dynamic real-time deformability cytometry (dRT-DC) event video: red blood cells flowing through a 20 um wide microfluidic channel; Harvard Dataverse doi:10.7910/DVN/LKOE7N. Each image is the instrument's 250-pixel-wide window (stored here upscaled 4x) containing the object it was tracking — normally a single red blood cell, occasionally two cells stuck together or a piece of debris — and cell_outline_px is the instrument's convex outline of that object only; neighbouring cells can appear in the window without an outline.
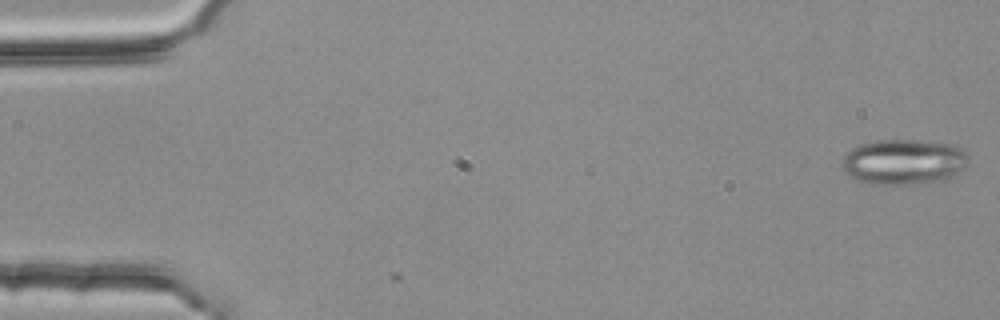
{"species": "common noctule bat (a hibernating species)", "species_latin": "Nyctalus noctula", "temperature_condition": "room temperature", "stored_images_in_passage": 2, "camera_frame_rate_fps": 3000, "um_per_image_px": 0.085, "animal": {"sex": "female", "body_mass_g": 25.1}, "frame": {"image": 1, "passage_image": 2, "time_ms": 0.333, "image_size_px": [1000, 320], "cell_outline_px": [[968, 160], [952, 176], [944, 180], [904, 184], [872, 184], [852, 176], [844, 172], [844, 156], [852, 148], [860, 144], [876, 140], [916, 140], [952, 144], [960, 148], [968, 156]], "centroid_in_image_um": [76.81, 13.73], "position_along_channel_um": 8.2, "area_um2": 32.66}}